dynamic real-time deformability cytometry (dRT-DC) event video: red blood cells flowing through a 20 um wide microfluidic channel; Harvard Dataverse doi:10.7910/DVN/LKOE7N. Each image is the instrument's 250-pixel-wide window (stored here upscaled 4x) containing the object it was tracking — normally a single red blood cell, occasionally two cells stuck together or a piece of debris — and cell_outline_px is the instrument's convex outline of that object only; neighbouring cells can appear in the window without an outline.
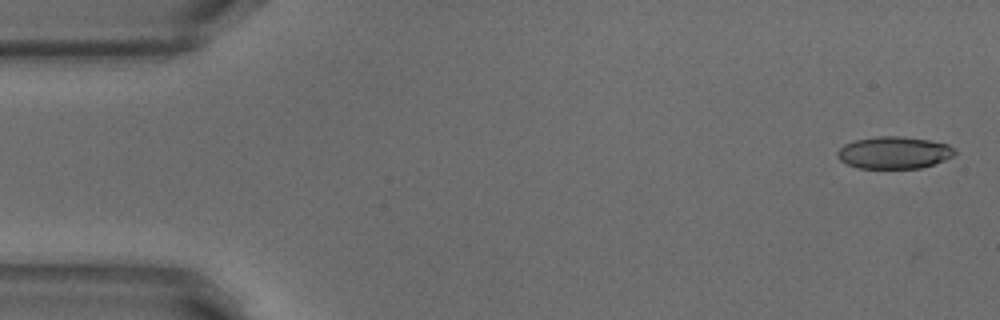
{"species": "common noctule bat (a hibernating species)", "species_latin": "Nyctalus noctula", "temperature_condition": "warm", "stored_images_in_passage": 11, "camera_frame_rate_fps": 3000, "um_per_image_px": 0.085, "animal": {"sex": "male", "body_mass_g": 18.8}, "frame": {"image": 1, "passage_image": 1, "time_ms": 0.0, "image_size_px": [1000, 320], "cell_outline_px": [[956, 152], [952, 156], [944, 160], [920, 168], [856, 168], [840, 160], [836, 156], [836, 152], [844, 144], [856, 140], [876, 136], [900, 136], [928, 140], [948, 144], [956, 148]], "centroid_in_image_um": [75.98, 12.97], "position_along_channel_um": 9.0, "area_um2": 21.96}}